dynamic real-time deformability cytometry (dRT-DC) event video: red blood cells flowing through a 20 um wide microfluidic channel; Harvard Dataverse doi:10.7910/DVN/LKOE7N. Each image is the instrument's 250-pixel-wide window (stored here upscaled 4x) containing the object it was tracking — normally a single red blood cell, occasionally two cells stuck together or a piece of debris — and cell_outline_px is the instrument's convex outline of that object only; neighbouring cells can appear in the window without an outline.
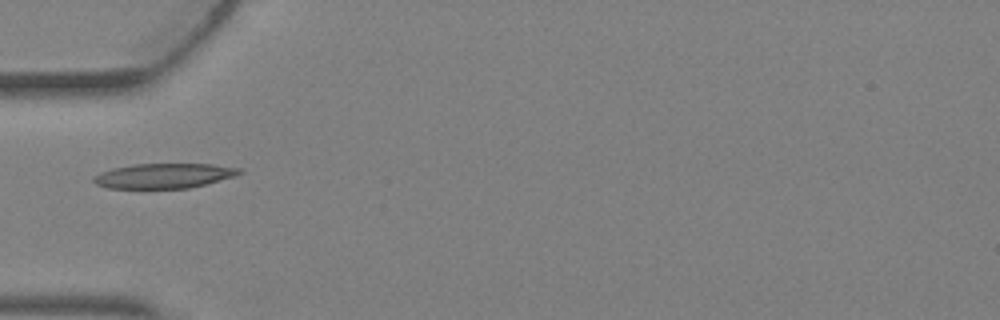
{"species": "Egyptian fruit bat (a non-hibernating species)", "species_latin": "Rousettus aegyptiacus", "temperature_condition": "warm", "stored_images_in_passage": 4, "camera_frame_rate_fps": 3000, "um_per_image_px": 0.085, "animal": {"sex": "female"}, "frame": {"image": 1, "passage_image": 4, "time_ms": 1.0, "image_size_px": [1000, 320], "cell_outline_px": [[244, 172], [236, 176], [188, 188], [108, 188], [96, 184], [92, 180], [100, 172], [112, 168], [132, 164], [212, 164], [244, 168]], "centroid_in_image_um": [13.98, 14.93], "position_along_channel_um": 71.0, "area_um2": 21.15}}